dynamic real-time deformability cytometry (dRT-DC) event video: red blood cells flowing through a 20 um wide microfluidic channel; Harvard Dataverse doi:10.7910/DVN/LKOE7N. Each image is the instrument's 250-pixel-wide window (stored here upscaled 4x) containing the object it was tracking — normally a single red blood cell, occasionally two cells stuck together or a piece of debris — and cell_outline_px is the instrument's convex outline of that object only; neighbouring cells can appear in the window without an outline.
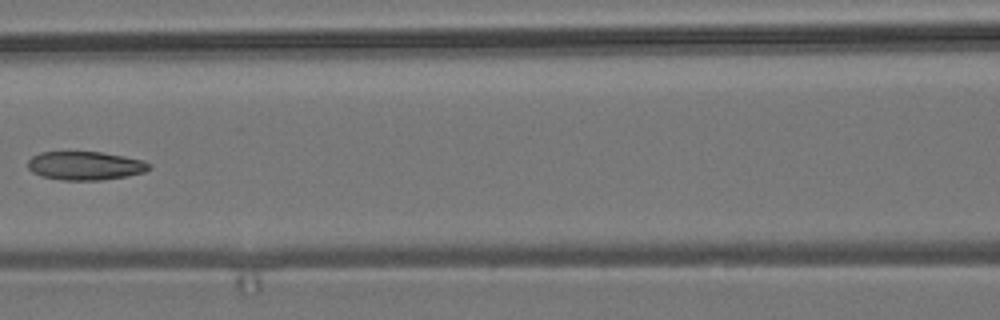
{"species": "common noctule bat (a hibernating species)", "species_latin": "Nyctalus noctula", "temperature_condition": "room temperature", "stored_images_in_passage": 8, "camera_frame_rate_fps": 3000, "um_per_image_px": 0.085, "animal": {"sex": "male", "body_mass_g": 19.2, "forearm_length_mm": 51.8}, "frame": {"image": 1, "passage_image": 7, "time_ms": 8.0, "image_size_px": [1000, 320], "cell_outline_px": [[152, 168], [144, 172], [124, 176], [100, 180], [60, 180], [40, 176], [32, 172], [28, 168], [28, 160], [32, 156], [40, 152], [100, 152], [124, 156], [144, 160], [152, 164]], "centroid_in_image_um": [7.24, 14.08], "position_along_channel_um": 159.4, "area_um2": 20.29}}
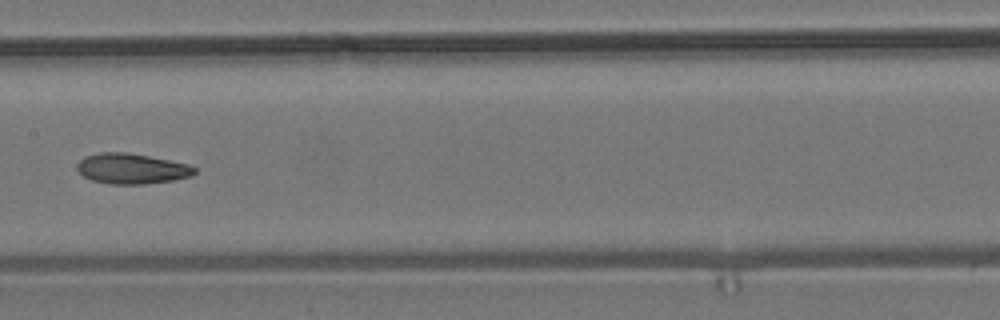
{"frame": {"image": 2, "passage_image": 8, "time_ms": 9.0, "image_size_px": [1000, 320], "cell_outline_px": [[196, 172], [192, 176], [172, 180], [144, 184], [108, 184], [92, 180], [84, 176], [76, 168], [76, 164], [84, 156], [100, 152], [124, 152], [148, 156], [188, 164], [196, 168]], "centroid_in_image_um": [11.17, 14.33], "position_along_channel_um": 196.2, "area_um2": 20.75}}